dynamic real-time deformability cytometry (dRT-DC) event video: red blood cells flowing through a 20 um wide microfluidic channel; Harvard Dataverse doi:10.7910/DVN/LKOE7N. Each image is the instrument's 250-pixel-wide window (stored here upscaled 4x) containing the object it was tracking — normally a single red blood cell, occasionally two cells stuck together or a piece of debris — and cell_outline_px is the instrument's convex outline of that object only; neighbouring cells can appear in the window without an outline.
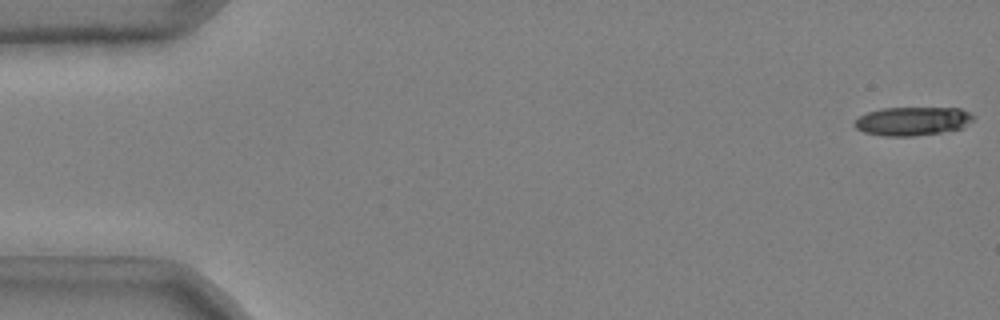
{"species": "common noctule bat (a hibernating species)", "species_latin": "Nyctalus noctula", "temperature_condition": "cold", "stored_images_in_passage": 14, "camera_frame_rate_fps": 3000, "um_per_image_px": 0.085, "animal": {"sex": "male", "body_mass_g": 20.4}, "frame": {"image": 1, "passage_image": 1, "time_ms": 0.0, "image_size_px": [1000, 320], "cell_outline_px": [[976, 116], [964, 128], [940, 132], [912, 136], [884, 136], [864, 132], [856, 128], [852, 124], [860, 116], [868, 112], [884, 108], [960, 108]], "centroid_in_image_um": [77.58, 10.3], "position_along_channel_um": 7.4, "area_um2": 19.77}}